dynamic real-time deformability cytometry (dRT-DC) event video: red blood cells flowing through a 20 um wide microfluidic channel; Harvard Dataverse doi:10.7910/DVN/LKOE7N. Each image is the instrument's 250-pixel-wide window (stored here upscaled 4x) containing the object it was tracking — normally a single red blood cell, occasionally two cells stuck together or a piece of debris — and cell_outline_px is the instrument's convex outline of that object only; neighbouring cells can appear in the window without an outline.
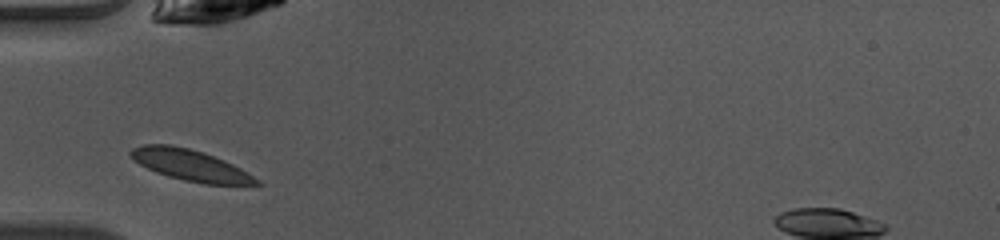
{"species": "common noctule bat (a hibernating species)", "species_latin": "Nyctalus noctula", "temperature_condition": "warm", "stored_images_in_passage": 31, "camera_frame_rate_fps": 3000, "um_per_image_px": 0.085, "animal": {"sex": "female", "body_mass_g": 10.0, "forearm_length_mm": 53.1}, "frame": {"image": 1, "passage_image": 2, "time_ms": 0.333, "image_size_px": [1000, 240], "cell_outline_px": [[264, 184], [204, 184], [184, 180], [168, 176], [156, 172], [140, 164], [128, 152], [132, 148], [144, 144], [168, 144], [188, 148], [204, 152], [224, 160], [248, 172], [260, 180]], "centroid_in_image_um": [16.2, 14.03], "position_along_channel_um": 68.8, "area_um2": 22.6}}
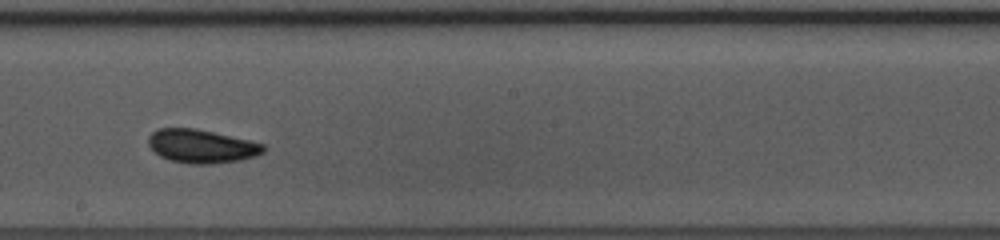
{"frame": {"image": 2, "passage_image": 14, "time_ms": 4.333, "image_size_px": [1000, 240], "cell_outline_px": [[264, 152], [256, 156], [240, 160], [208, 164], [188, 164], [168, 160], [160, 156], [148, 144], [148, 136], [156, 128], [196, 128], [248, 140], [264, 144]], "centroid_in_image_um": [17.1, 12.43], "position_along_channel_um": 231.1, "area_um2": 22.48}}
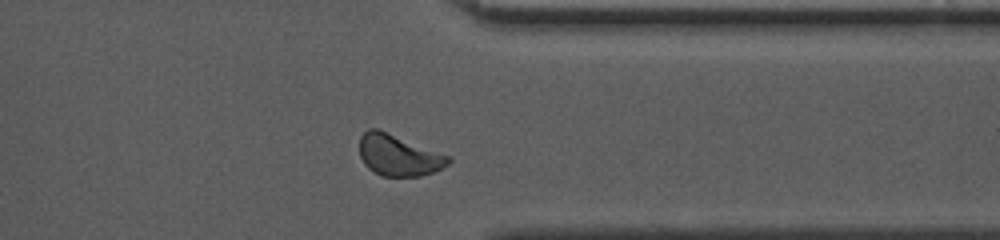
{"frame": {"image": 3, "passage_image": 25, "time_ms": 8.0, "image_size_px": [1000, 240], "cell_outline_px": [[452, 160], [448, 164], [432, 172], [420, 176], [380, 176], [372, 172], [364, 164], [360, 156], [360, 136], [368, 128], [376, 128], [452, 156]], "centroid_in_image_um": [33.87, 13.2], "position_along_channel_um": 377.5, "area_um2": 21.44}, "authors_computed_cell_mechanics": {"area_um2": 21.9062, "velocity_mm_per_s": 4.0523, "shape_relaxation_time_tau1_ms": 2.6554, "shape_relaxation_time_tau2_ms": 0.8685, "deformation_change_tau1": 0.0851, "deformation_change_tau2": 0.0504}}